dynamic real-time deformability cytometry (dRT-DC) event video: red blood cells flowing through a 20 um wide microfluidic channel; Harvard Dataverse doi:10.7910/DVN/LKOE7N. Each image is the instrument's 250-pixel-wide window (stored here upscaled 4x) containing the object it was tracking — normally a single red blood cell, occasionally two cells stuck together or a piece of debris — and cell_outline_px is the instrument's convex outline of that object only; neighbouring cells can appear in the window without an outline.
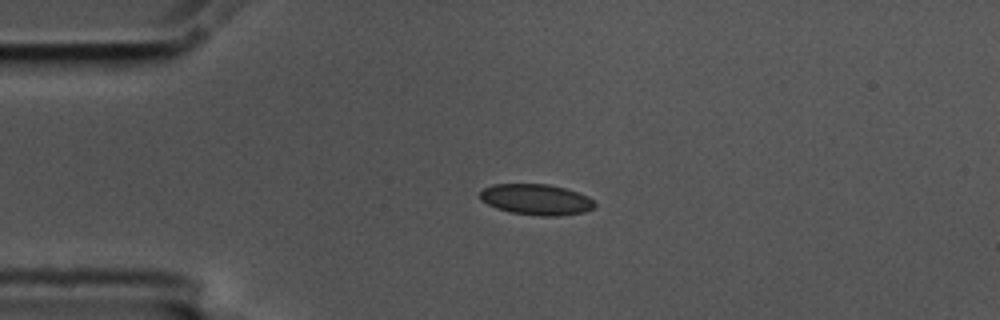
{"species": "common noctule bat (a hibernating species)", "species_latin": "Nyctalus noctula", "temperature_condition": "cold", "stored_images_in_passage": 3, "camera_frame_rate_fps": 3000, "um_per_image_px": 0.085, "animal": {"sex": "male", "body_mass_g": 17.5, "forearm_length_mm": 52.3}, "frame": {"image": 1, "passage_image": 1, "time_ms": 0.0, "image_size_px": [1000, 320], "cell_outline_px": [[596, 204], [592, 208], [584, 212], [556, 216], [536, 216], [512, 212], [496, 208], [480, 200], [480, 192], [484, 188], [492, 184], [548, 184], [564, 188], [588, 196]], "centroid_in_image_um": [45.55, 16.96], "position_along_channel_um": 39.4, "area_um2": 20.52}}